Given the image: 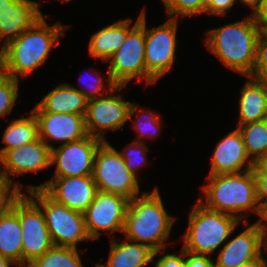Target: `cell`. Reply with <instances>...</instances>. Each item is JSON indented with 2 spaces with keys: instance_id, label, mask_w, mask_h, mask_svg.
I'll use <instances>...</instances> for the list:
<instances>
[{
  "instance_id": "1",
  "label": "cell",
  "mask_w": 267,
  "mask_h": 267,
  "mask_svg": "<svg viewBox=\"0 0 267 267\" xmlns=\"http://www.w3.org/2000/svg\"><path fill=\"white\" fill-rule=\"evenodd\" d=\"M68 27L60 21L49 25L43 15L16 39L0 48V72L17 80L26 78L45 64L51 49L57 47L58 39L64 36Z\"/></svg>"
},
{
  "instance_id": "2",
  "label": "cell",
  "mask_w": 267,
  "mask_h": 267,
  "mask_svg": "<svg viewBox=\"0 0 267 267\" xmlns=\"http://www.w3.org/2000/svg\"><path fill=\"white\" fill-rule=\"evenodd\" d=\"M205 34L206 47L225 67L243 76L252 74L261 34L252 12L244 20L210 29Z\"/></svg>"
},
{
  "instance_id": "3",
  "label": "cell",
  "mask_w": 267,
  "mask_h": 267,
  "mask_svg": "<svg viewBox=\"0 0 267 267\" xmlns=\"http://www.w3.org/2000/svg\"><path fill=\"white\" fill-rule=\"evenodd\" d=\"M206 178L208 182L202 186L205 199L202 196L198 199L206 208L235 216L242 223L250 222L247 213L256 214L260 217L257 221H260L262 211L257 200L253 169L237 174L208 175Z\"/></svg>"
},
{
  "instance_id": "4",
  "label": "cell",
  "mask_w": 267,
  "mask_h": 267,
  "mask_svg": "<svg viewBox=\"0 0 267 267\" xmlns=\"http://www.w3.org/2000/svg\"><path fill=\"white\" fill-rule=\"evenodd\" d=\"M175 219L166 211L160 190L155 187L129 201L123 233L125 238L148 245L154 251L162 250L170 244Z\"/></svg>"
},
{
  "instance_id": "5",
  "label": "cell",
  "mask_w": 267,
  "mask_h": 267,
  "mask_svg": "<svg viewBox=\"0 0 267 267\" xmlns=\"http://www.w3.org/2000/svg\"><path fill=\"white\" fill-rule=\"evenodd\" d=\"M188 217V228L182 235L184 250L208 255L222 247L235 231L237 217L206 208L199 200Z\"/></svg>"
},
{
  "instance_id": "6",
  "label": "cell",
  "mask_w": 267,
  "mask_h": 267,
  "mask_svg": "<svg viewBox=\"0 0 267 267\" xmlns=\"http://www.w3.org/2000/svg\"><path fill=\"white\" fill-rule=\"evenodd\" d=\"M28 196L41 208L54 246L77 248L90 241L84 214L52 199L42 188L28 190Z\"/></svg>"
},
{
  "instance_id": "7",
  "label": "cell",
  "mask_w": 267,
  "mask_h": 267,
  "mask_svg": "<svg viewBox=\"0 0 267 267\" xmlns=\"http://www.w3.org/2000/svg\"><path fill=\"white\" fill-rule=\"evenodd\" d=\"M139 14V22L127 33L123 45L106 62L108 84L126 86L134 78L145 81V8Z\"/></svg>"
},
{
  "instance_id": "8",
  "label": "cell",
  "mask_w": 267,
  "mask_h": 267,
  "mask_svg": "<svg viewBox=\"0 0 267 267\" xmlns=\"http://www.w3.org/2000/svg\"><path fill=\"white\" fill-rule=\"evenodd\" d=\"M110 142H102L94 156L92 177L102 192L133 199L141 195L139 181L125 165L123 158Z\"/></svg>"
},
{
  "instance_id": "9",
  "label": "cell",
  "mask_w": 267,
  "mask_h": 267,
  "mask_svg": "<svg viewBox=\"0 0 267 267\" xmlns=\"http://www.w3.org/2000/svg\"><path fill=\"white\" fill-rule=\"evenodd\" d=\"M145 10L146 85L156 83L172 70L176 57L178 19L169 18L154 29H147Z\"/></svg>"
},
{
  "instance_id": "10",
  "label": "cell",
  "mask_w": 267,
  "mask_h": 267,
  "mask_svg": "<svg viewBox=\"0 0 267 267\" xmlns=\"http://www.w3.org/2000/svg\"><path fill=\"white\" fill-rule=\"evenodd\" d=\"M125 86H115L102 97L89 100L85 114V126L88 135L107 142L105 134L109 130L118 131L129 121L130 101L116 94Z\"/></svg>"
},
{
  "instance_id": "11",
  "label": "cell",
  "mask_w": 267,
  "mask_h": 267,
  "mask_svg": "<svg viewBox=\"0 0 267 267\" xmlns=\"http://www.w3.org/2000/svg\"><path fill=\"white\" fill-rule=\"evenodd\" d=\"M22 231V267L41 257L54 246L41 208L25 194L17 201Z\"/></svg>"
},
{
  "instance_id": "12",
  "label": "cell",
  "mask_w": 267,
  "mask_h": 267,
  "mask_svg": "<svg viewBox=\"0 0 267 267\" xmlns=\"http://www.w3.org/2000/svg\"><path fill=\"white\" fill-rule=\"evenodd\" d=\"M129 199L121 195L97 191L84 214L86 230L91 240L100 238L102 231L123 235Z\"/></svg>"
},
{
  "instance_id": "13",
  "label": "cell",
  "mask_w": 267,
  "mask_h": 267,
  "mask_svg": "<svg viewBox=\"0 0 267 267\" xmlns=\"http://www.w3.org/2000/svg\"><path fill=\"white\" fill-rule=\"evenodd\" d=\"M101 143V140L88 135L54 146L51 149V165L56 166L54 177L92 175L94 156Z\"/></svg>"
},
{
  "instance_id": "14",
  "label": "cell",
  "mask_w": 267,
  "mask_h": 267,
  "mask_svg": "<svg viewBox=\"0 0 267 267\" xmlns=\"http://www.w3.org/2000/svg\"><path fill=\"white\" fill-rule=\"evenodd\" d=\"M27 191L42 188L52 199L71 210L84 213L98 189L92 175L51 177L41 185H27Z\"/></svg>"
},
{
  "instance_id": "15",
  "label": "cell",
  "mask_w": 267,
  "mask_h": 267,
  "mask_svg": "<svg viewBox=\"0 0 267 267\" xmlns=\"http://www.w3.org/2000/svg\"><path fill=\"white\" fill-rule=\"evenodd\" d=\"M243 225L246 229L228 240L219 250L214 267H238L258 258L267 249L260 222L256 221L251 225L243 222Z\"/></svg>"
},
{
  "instance_id": "16",
  "label": "cell",
  "mask_w": 267,
  "mask_h": 267,
  "mask_svg": "<svg viewBox=\"0 0 267 267\" xmlns=\"http://www.w3.org/2000/svg\"><path fill=\"white\" fill-rule=\"evenodd\" d=\"M31 111L38 122L39 138L50 149L54 147L51 141L67 144L88 136L83 115L45 112L38 104Z\"/></svg>"
},
{
  "instance_id": "17",
  "label": "cell",
  "mask_w": 267,
  "mask_h": 267,
  "mask_svg": "<svg viewBox=\"0 0 267 267\" xmlns=\"http://www.w3.org/2000/svg\"><path fill=\"white\" fill-rule=\"evenodd\" d=\"M51 166V149L40 138L21 147L12 148L0 157V173L12 180L11 176L15 174H35Z\"/></svg>"
},
{
  "instance_id": "18",
  "label": "cell",
  "mask_w": 267,
  "mask_h": 267,
  "mask_svg": "<svg viewBox=\"0 0 267 267\" xmlns=\"http://www.w3.org/2000/svg\"><path fill=\"white\" fill-rule=\"evenodd\" d=\"M39 6L36 0H0L1 48L43 16Z\"/></svg>"
},
{
  "instance_id": "19",
  "label": "cell",
  "mask_w": 267,
  "mask_h": 267,
  "mask_svg": "<svg viewBox=\"0 0 267 267\" xmlns=\"http://www.w3.org/2000/svg\"><path fill=\"white\" fill-rule=\"evenodd\" d=\"M212 154L209 175L237 174L254 167V162L246 152L244 140L238 128L218 141Z\"/></svg>"
},
{
  "instance_id": "20",
  "label": "cell",
  "mask_w": 267,
  "mask_h": 267,
  "mask_svg": "<svg viewBox=\"0 0 267 267\" xmlns=\"http://www.w3.org/2000/svg\"><path fill=\"white\" fill-rule=\"evenodd\" d=\"M138 22L139 16L136 21H132L131 18L120 19L92 34L88 45L90 57L106 63L123 45L127 33Z\"/></svg>"
},
{
  "instance_id": "21",
  "label": "cell",
  "mask_w": 267,
  "mask_h": 267,
  "mask_svg": "<svg viewBox=\"0 0 267 267\" xmlns=\"http://www.w3.org/2000/svg\"><path fill=\"white\" fill-rule=\"evenodd\" d=\"M248 80L240 89L238 100L239 117L236 126L261 121L265 119L267 107V91L261 80L245 76Z\"/></svg>"
},
{
  "instance_id": "22",
  "label": "cell",
  "mask_w": 267,
  "mask_h": 267,
  "mask_svg": "<svg viewBox=\"0 0 267 267\" xmlns=\"http://www.w3.org/2000/svg\"><path fill=\"white\" fill-rule=\"evenodd\" d=\"M109 257L105 263H97L96 267H146L153 261L154 250L148 245L129 240L123 242L110 241Z\"/></svg>"
},
{
  "instance_id": "23",
  "label": "cell",
  "mask_w": 267,
  "mask_h": 267,
  "mask_svg": "<svg viewBox=\"0 0 267 267\" xmlns=\"http://www.w3.org/2000/svg\"><path fill=\"white\" fill-rule=\"evenodd\" d=\"M88 100L73 85L61 83L54 87L38 105L45 112L70 113L85 116Z\"/></svg>"
},
{
  "instance_id": "24",
  "label": "cell",
  "mask_w": 267,
  "mask_h": 267,
  "mask_svg": "<svg viewBox=\"0 0 267 267\" xmlns=\"http://www.w3.org/2000/svg\"><path fill=\"white\" fill-rule=\"evenodd\" d=\"M0 254L22 267V231L17 202L12 210L0 214Z\"/></svg>"
},
{
  "instance_id": "25",
  "label": "cell",
  "mask_w": 267,
  "mask_h": 267,
  "mask_svg": "<svg viewBox=\"0 0 267 267\" xmlns=\"http://www.w3.org/2000/svg\"><path fill=\"white\" fill-rule=\"evenodd\" d=\"M29 114L27 117L13 119L6 126L1 140L5 147L0 149V157L12 148L21 147L39 139L37 119L32 111Z\"/></svg>"
},
{
  "instance_id": "26",
  "label": "cell",
  "mask_w": 267,
  "mask_h": 267,
  "mask_svg": "<svg viewBox=\"0 0 267 267\" xmlns=\"http://www.w3.org/2000/svg\"><path fill=\"white\" fill-rule=\"evenodd\" d=\"M135 114L136 120H132V123L134 124L133 127L136 129L139 138L134 141L145 143V140H152L159 136L162 129V120L158 113L156 114L155 111L149 108L147 110L145 108L140 109L138 104L132 102L129 109V120L132 119V116Z\"/></svg>"
},
{
  "instance_id": "27",
  "label": "cell",
  "mask_w": 267,
  "mask_h": 267,
  "mask_svg": "<svg viewBox=\"0 0 267 267\" xmlns=\"http://www.w3.org/2000/svg\"><path fill=\"white\" fill-rule=\"evenodd\" d=\"M242 134L246 152L255 162L267 153V121L261 120L237 126Z\"/></svg>"
},
{
  "instance_id": "28",
  "label": "cell",
  "mask_w": 267,
  "mask_h": 267,
  "mask_svg": "<svg viewBox=\"0 0 267 267\" xmlns=\"http://www.w3.org/2000/svg\"><path fill=\"white\" fill-rule=\"evenodd\" d=\"M26 267H85L77 248L53 246Z\"/></svg>"
},
{
  "instance_id": "29",
  "label": "cell",
  "mask_w": 267,
  "mask_h": 267,
  "mask_svg": "<svg viewBox=\"0 0 267 267\" xmlns=\"http://www.w3.org/2000/svg\"><path fill=\"white\" fill-rule=\"evenodd\" d=\"M169 18H185L206 14L207 0H161Z\"/></svg>"
},
{
  "instance_id": "30",
  "label": "cell",
  "mask_w": 267,
  "mask_h": 267,
  "mask_svg": "<svg viewBox=\"0 0 267 267\" xmlns=\"http://www.w3.org/2000/svg\"><path fill=\"white\" fill-rule=\"evenodd\" d=\"M19 80L0 72V117L10 114L19 96Z\"/></svg>"
},
{
  "instance_id": "31",
  "label": "cell",
  "mask_w": 267,
  "mask_h": 267,
  "mask_svg": "<svg viewBox=\"0 0 267 267\" xmlns=\"http://www.w3.org/2000/svg\"><path fill=\"white\" fill-rule=\"evenodd\" d=\"M148 150L146 143L132 141L123 149V152H119L128 170L136 177L140 168L148 162Z\"/></svg>"
},
{
  "instance_id": "32",
  "label": "cell",
  "mask_w": 267,
  "mask_h": 267,
  "mask_svg": "<svg viewBox=\"0 0 267 267\" xmlns=\"http://www.w3.org/2000/svg\"><path fill=\"white\" fill-rule=\"evenodd\" d=\"M22 185L0 173V214L13 209L14 204L25 194Z\"/></svg>"
},
{
  "instance_id": "33",
  "label": "cell",
  "mask_w": 267,
  "mask_h": 267,
  "mask_svg": "<svg viewBox=\"0 0 267 267\" xmlns=\"http://www.w3.org/2000/svg\"><path fill=\"white\" fill-rule=\"evenodd\" d=\"M91 71L92 70H90V69L88 70V72H90L89 73L90 75H88V77L90 76L89 79L91 80V83L88 82V80H89L88 79V80H86V82H84V85H83L84 88L83 89L82 88L81 89L76 88L81 94H83L85 96V98L88 101L104 96L105 94L109 93L116 86V84H107L108 85V87H107V85L104 84L105 81H104L103 76L101 77L100 73L96 70H95V72H96L97 76H95ZM88 72H87V74H88ZM85 79H86V77H85Z\"/></svg>"
},
{
  "instance_id": "34",
  "label": "cell",
  "mask_w": 267,
  "mask_h": 267,
  "mask_svg": "<svg viewBox=\"0 0 267 267\" xmlns=\"http://www.w3.org/2000/svg\"><path fill=\"white\" fill-rule=\"evenodd\" d=\"M255 79L267 78V38L260 34L257 42L256 62L250 75Z\"/></svg>"
},
{
  "instance_id": "35",
  "label": "cell",
  "mask_w": 267,
  "mask_h": 267,
  "mask_svg": "<svg viewBox=\"0 0 267 267\" xmlns=\"http://www.w3.org/2000/svg\"><path fill=\"white\" fill-rule=\"evenodd\" d=\"M179 252L180 254H169L165 249L154 251L153 258L159 254H163L156 259L154 267H185V250L181 247Z\"/></svg>"
},
{
  "instance_id": "36",
  "label": "cell",
  "mask_w": 267,
  "mask_h": 267,
  "mask_svg": "<svg viewBox=\"0 0 267 267\" xmlns=\"http://www.w3.org/2000/svg\"><path fill=\"white\" fill-rule=\"evenodd\" d=\"M237 1L246 7L242 0H207L206 14L224 17Z\"/></svg>"
},
{
  "instance_id": "37",
  "label": "cell",
  "mask_w": 267,
  "mask_h": 267,
  "mask_svg": "<svg viewBox=\"0 0 267 267\" xmlns=\"http://www.w3.org/2000/svg\"><path fill=\"white\" fill-rule=\"evenodd\" d=\"M214 261L211 256L185 250V267H214Z\"/></svg>"
},
{
  "instance_id": "38",
  "label": "cell",
  "mask_w": 267,
  "mask_h": 267,
  "mask_svg": "<svg viewBox=\"0 0 267 267\" xmlns=\"http://www.w3.org/2000/svg\"><path fill=\"white\" fill-rule=\"evenodd\" d=\"M257 200L261 211L267 208V177H255Z\"/></svg>"
},
{
  "instance_id": "39",
  "label": "cell",
  "mask_w": 267,
  "mask_h": 267,
  "mask_svg": "<svg viewBox=\"0 0 267 267\" xmlns=\"http://www.w3.org/2000/svg\"><path fill=\"white\" fill-rule=\"evenodd\" d=\"M251 9L256 21H267V0H258Z\"/></svg>"
},
{
  "instance_id": "40",
  "label": "cell",
  "mask_w": 267,
  "mask_h": 267,
  "mask_svg": "<svg viewBox=\"0 0 267 267\" xmlns=\"http://www.w3.org/2000/svg\"><path fill=\"white\" fill-rule=\"evenodd\" d=\"M253 171L255 177H267V153L254 162Z\"/></svg>"
},
{
  "instance_id": "41",
  "label": "cell",
  "mask_w": 267,
  "mask_h": 267,
  "mask_svg": "<svg viewBox=\"0 0 267 267\" xmlns=\"http://www.w3.org/2000/svg\"><path fill=\"white\" fill-rule=\"evenodd\" d=\"M264 255H266V250L258 258L241 264L238 267H266V257Z\"/></svg>"
},
{
  "instance_id": "42",
  "label": "cell",
  "mask_w": 267,
  "mask_h": 267,
  "mask_svg": "<svg viewBox=\"0 0 267 267\" xmlns=\"http://www.w3.org/2000/svg\"><path fill=\"white\" fill-rule=\"evenodd\" d=\"M259 222L261 224L264 237L267 241V208L262 212V216Z\"/></svg>"
},
{
  "instance_id": "43",
  "label": "cell",
  "mask_w": 267,
  "mask_h": 267,
  "mask_svg": "<svg viewBox=\"0 0 267 267\" xmlns=\"http://www.w3.org/2000/svg\"><path fill=\"white\" fill-rule=\"evenodd\" d=\"M11 265L16 264L0 254V267H12Z\"/></svg>"
},
{
  "instance_id": "44",
  "label": "cell",
  "mask_w": 267,
  "mask_h": 267,
  "mask_svg": "<svg viewBox=\"0 0 267 267\" xmlns=\"http://www.w3.org/2000/svg\"><path fill=\"white\" fill-rule=\"evenodd\" d=\"M260 25L261 34L267 38V21H257Z\"/></svg>"
},
{
  "instance_id": "45",
  "label": "cell",
  "mask_w": 267,
  "mask_h": 267,
  "mask_svg": "<svg viewBox=\"0 0 267 267\" xmlns=\"http://www.w3.org/2000/svg\"><path fill=\"white\" fill-rule=\"evenodd\" d=\"M257 1L258 0H242V2L250 8H252Z\"/></svg>"
},
{
  "instance_id": "46",
  "label": "cell",
  "mask_w": 267,
  "mask_h": 267,
  "mask_svg": "<svg viewBox=\"0 0 267 267\" xmlns=\"http://www.w3.org/2000/svg\"><path fill=\"white\" fill-rule=\"evenodd\" d=\"M261 81L265 85V88H266V91H267V78H263Z\"/></svg>"
},
{
  "instance_id": "47",
  "label": "cell",
  "mask_w": 267,
  "mask_h": 267,
  "mask_svg": "<svg viewBox=\"0 0 267 267\" xmlns=\"http://www.w3.org/2000/svg\"><path fill=\"white\" fill-rule=\"evenodd\" d=\"M60 1H63V2L69 3V2H71L72 0H60Z\"/></svg>"
},
{
  "instance_id": "48",
  "label": "cell",
  "mask_w": 267,
  "mask_h": 267,
  "mask_svg": "<svg viewBox=\"0 0 267 267\" xmlns=\"http://www.w3.org/2000/svg\"><path fill=\"white\" fill-rule=\"evenodd\" d=\"M265 120L267 121V107H266V115H265Z\"/></svg>"
},
{
  "instance_id": "49",
  "label": "cell",
  "mask_w": 267,
  "mask_h": 267,
  "mask_svg": "<svg viewBox=\"0 0 267 267\" xmlns=\"http://www.w3.org/2000/svg\"><path fill=\"white\" fill-rule=\"evenodd\" d=\"M266 267H267V249H266Z\"/></svg>"
}]
</instances>
